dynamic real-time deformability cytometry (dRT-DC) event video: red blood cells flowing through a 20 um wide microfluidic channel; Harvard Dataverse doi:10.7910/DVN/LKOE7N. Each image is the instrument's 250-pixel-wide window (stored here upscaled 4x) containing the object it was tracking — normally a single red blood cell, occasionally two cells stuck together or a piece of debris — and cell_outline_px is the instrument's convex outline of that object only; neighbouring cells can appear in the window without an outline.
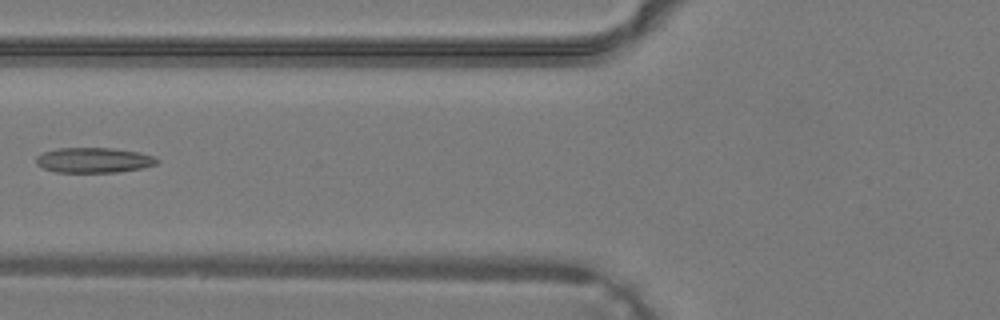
{"species": "common noctule bat (a hibernating species)", "species_latin": "Nyctalus noctula", "temperature_condition": "warm", "stored_images_in_passage": 24, "camera_frame_rate_fps": 3000, "um_per_image_px": 0.085, "animal": {"sex": "male", "body_mass_g": 19.2, "forearm_length_mm": 51.8}, "frame": {"image": 1, "passage_image": 5, "time_ms": 1.333, "image_size_px": [1000, 320], "cell_outline_px": [[160, 160], [156, 164], [144, 168], [116, 172], [56, 172], [44, 168], [36, 164], [36, 156], [44, 152], [60, 148], [112, 148], [140, 152], [152, 156]], "centroid_in_image_um": [7.99, 13.61], "position_along_channel_um": 117.8, "area_um2": 17.69}}
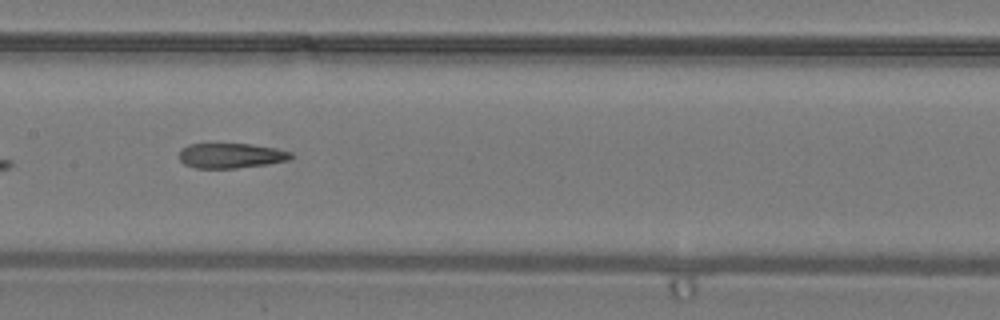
{"frame": {"image": 2, "passage_image": 9, "time_ms": 2.667, "image_size_px": [1000, 320], "cell_outline_px": [[292, 156], [288, 160], [264, 164], [236, 168], [196, 168], [184, 164], [180, 160], [180, 148], [188, 144], [252, 144], [276, 148], [292, 152]], "centroid_in_image_um": [19.6, 13.22], "position_along_channel_um": 187.8, "area_um2": 16.18}}
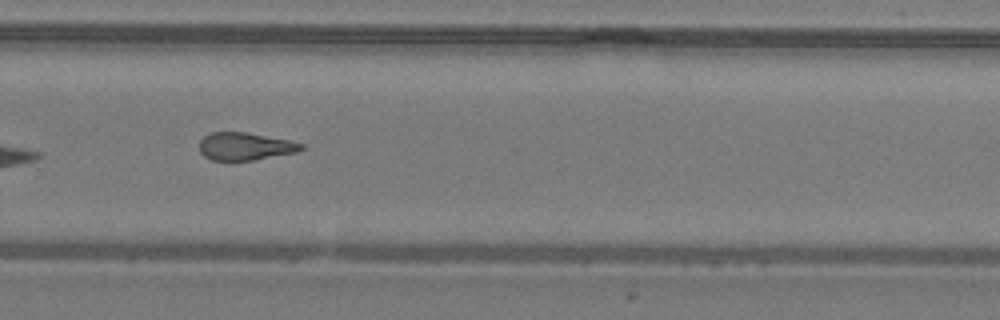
{"frame": {"image": 3, "passage_image": 16, "time_ms": 5.0, "image_size_px": [1000, 320], "cell_outline_px": [[304, 148], [296, 152], [256, 160], [212, 160], [204, 156], [200, 152], [200, 140], [204, 136], [212, 132], [248, 132], [288, 140], [304, 144]], "centroid_in_image_um": [20.83, 12.44], "position_along_channel_um": 309.0, "area_um2": 16.42}}